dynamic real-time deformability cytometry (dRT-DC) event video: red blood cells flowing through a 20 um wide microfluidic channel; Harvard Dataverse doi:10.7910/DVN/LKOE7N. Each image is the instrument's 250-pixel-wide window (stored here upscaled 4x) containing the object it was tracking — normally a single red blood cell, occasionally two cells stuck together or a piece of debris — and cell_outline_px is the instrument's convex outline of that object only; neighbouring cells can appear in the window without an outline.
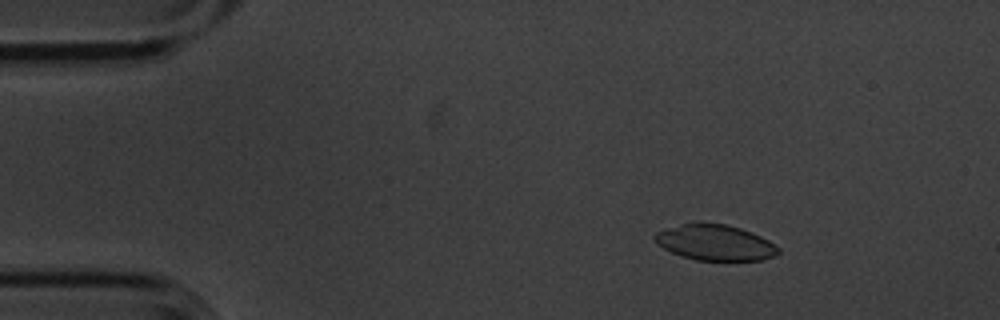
{"species": "common noctule bat (a hibernating species)", "species_latin": "Nyctalus noctula", "temperature_condition": "cold", "stored_images_in_passage": 6, "camera_frame_rate_fps": 3000, "um_per_image_px": 0.085, "animal": {"sex": "male", "body_mass_g": 20.1, "forearm_length_mm": 53.5}, "frame": {"image": 1, "passage_image": 3, "time_ms": 0.667, "image_size_px": [1000, 320], "cell_outline_px": [[780, 252], [776, 256], [764, 260], [696, 260], [680, 256], [664, 248], [652, 236], [656, 232], [668, 228], [684, 224], [724, 224], [740, 228], [760, 236], [768, 240], [780, 248]], "centroid_in_image_um": [60.83, 20.64], "position_along_channel_um": 24.2, "area_um2": 25.26}}